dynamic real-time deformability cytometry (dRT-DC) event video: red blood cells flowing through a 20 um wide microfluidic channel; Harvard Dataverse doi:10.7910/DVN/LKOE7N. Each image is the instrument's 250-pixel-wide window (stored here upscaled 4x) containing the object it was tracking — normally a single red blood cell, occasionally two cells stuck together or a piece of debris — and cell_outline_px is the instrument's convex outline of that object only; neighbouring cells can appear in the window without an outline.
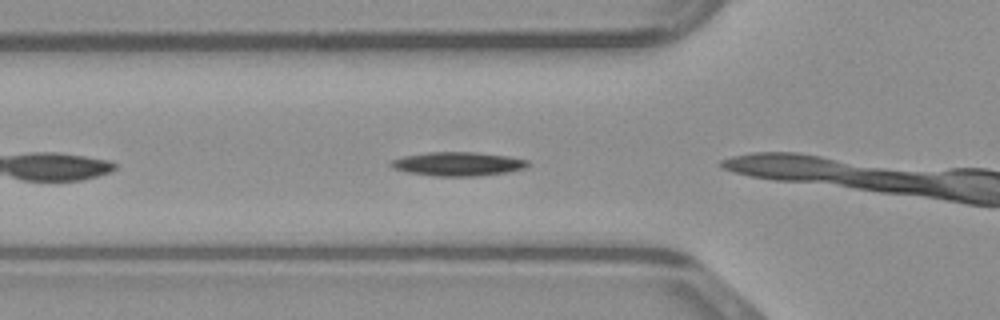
{"species": "common noctule bat (a hibernating species)", "species_latin": "Nyctalus noctula", "temperature_condition": "warm", "stored_images_in_passage": 6, "camera_frame_rate_fps": 3000, "um_per_image_px": 0.085, "animal": {"sex": "male", "body_mass_g": 23.1, "forearm_length_mm": 52.7}, "frame": {"image": 1, "passage_image": 2, "time_ms": 0.333, "image_size_px": [1000, 320], "cell_outline_px": [[532, 164], [524, 168], [508, 172], [476, 176], [436, 176], [408, 172], [392, 168], [388, 164], [392, 160], [404, 156], [428, 152], [476, 152], [508, 156], [528, 160]], "centroid_in_image_um": [38.94, 13.93], "position_along_channel_um": 86.9, "area_um2": 19.07}}